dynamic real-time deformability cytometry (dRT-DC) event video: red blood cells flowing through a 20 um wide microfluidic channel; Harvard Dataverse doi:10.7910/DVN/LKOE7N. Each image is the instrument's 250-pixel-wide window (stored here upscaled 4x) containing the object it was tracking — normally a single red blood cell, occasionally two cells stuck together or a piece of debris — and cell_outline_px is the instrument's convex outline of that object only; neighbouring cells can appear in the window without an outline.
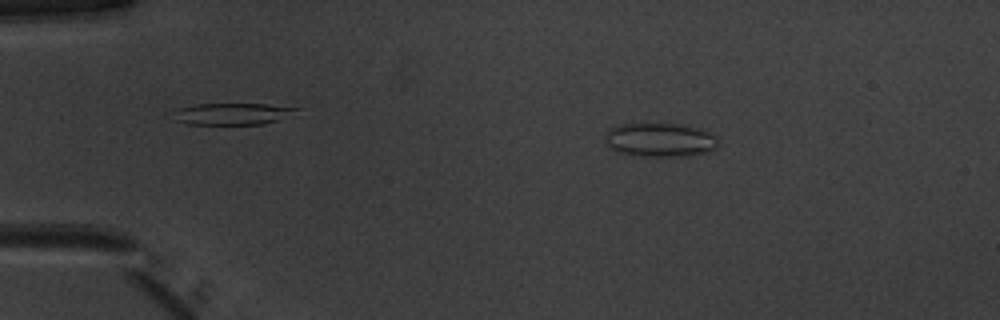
{"species": "common noctule bat (a hibernating species)", "species_latin": "Nyctalus noctula", "temperature_condition": "warm", "stored_images_in_passage": 50, "camera_frame_rate_fps": 3000, "um_per_image_px": 0.085, "animal": {"sex": "male", "body_mass_g": 20.1, "forearm_length_mm": 53.5}, "frame": {"image": 1, "passage_image": 9, "time_ms": 2.667, "image_size_px": [1000, 320], "cell_outline_px": [[720, 144], [704, 152], [680, 156], [640, 156], [616, 152], [608, 144], [608, 128], [620, 124], [660, 120], [700, 128], [716, 136]], "centroid_in_image_um": [56.09, 11.82], "position_along_channel_um": 28.9, "area_um2": 22.83}}
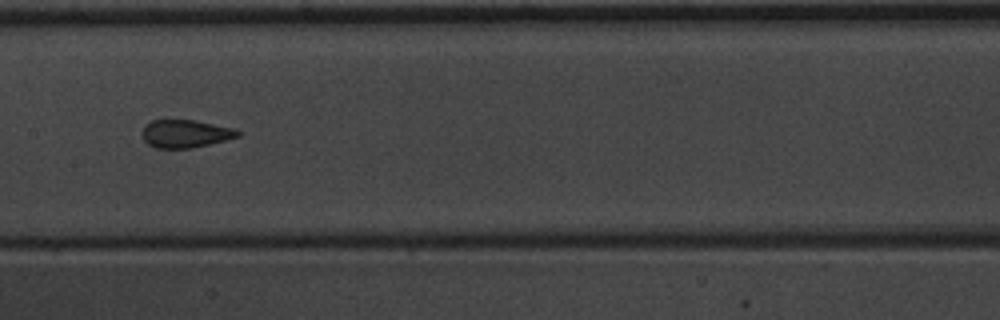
{"frame": {"image": 2, "passage_image": 26, "time_ms": 8.333, "image_size_px": [1000, 320], "cell_outline_px": [[240, 136], [192, 148], [156, 148], [148, 144], [144, 140], [140, 132], [144, 124], [152, 120], [196, 120], [236, 128], [240, 132]], "centroid_in_image_um": [15.73, 11.35], "position_along_channel_um": 191.7, "area_um2": 15.72}}
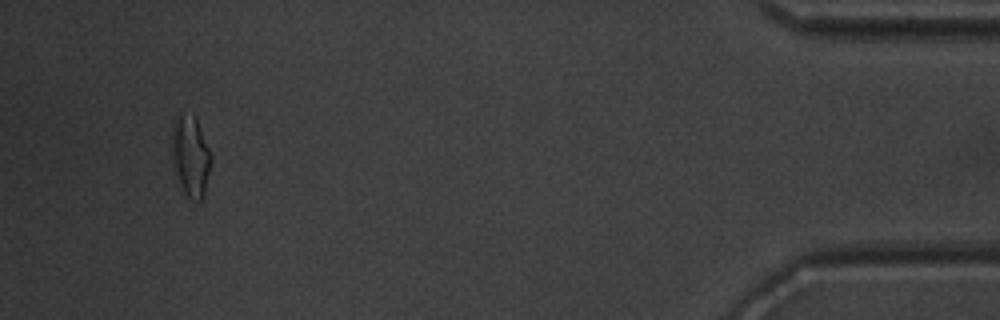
{"frame": {"image": 3, "passage_image": 48, "time_ms": 15.667, "image_size_px": [1000, 320], "cell_outline_px": [[212, 160], [204, 196], [200, 204], [196, 204], [184, 192], [172, 168], [172, 124], [176, 116], [180, 112], [196, 116], [212, 156]], "centroid_in_image_um": [16.2, 13.28], "position_along_channel_um": 419.0, "area_um2": 19.07}, "authors_computed_cell_mechanics": {"area_um2": 16.6753, "velocity_mm_per_s": 4.009, "shape_relaxation_time_tau1_ms": null, "shape_relaxation_time_tau2_ms": 0.7908, "deformation_change_tau1": null, "deformation_change_tau2": 0.0695}}